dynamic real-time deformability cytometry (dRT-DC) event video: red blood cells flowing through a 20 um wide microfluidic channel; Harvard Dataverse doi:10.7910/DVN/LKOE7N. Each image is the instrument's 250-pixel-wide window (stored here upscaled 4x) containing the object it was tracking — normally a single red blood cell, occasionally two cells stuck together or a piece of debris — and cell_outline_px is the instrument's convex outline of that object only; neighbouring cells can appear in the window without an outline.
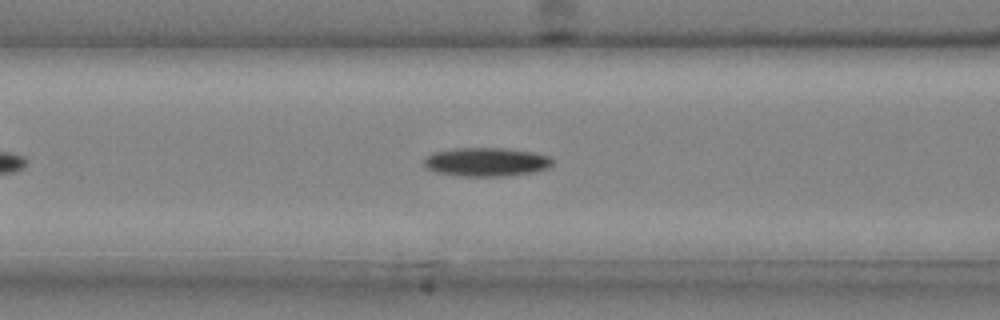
{"species": "common noctule bat (a hibernating species)", "species_latin": "Nyctalus noctula", "temperature_condition": "cold", "stored_images_in_passage": 34, "camera_frame_rate_fps": 3000, "um_per_image_px": 0.085, "animal": {"sex": "male", "body_mass_g": 20.4}, "frame": {"image": 1, "passage_image": 10, "time_ms": 3.0, "image_size_px": [1000, 320], "cell_outline_px": [[552, 164], [548, 168], [532, 172], [500, 176], [464, 176], [436, 172], [428, 168], [424, 164], [424, 160], [432, 152], [452, 148], [504, 148], [532, 152], [548, 156], [552, 160]], "centroid_in_image_um": [41.31, 13.75], "position_along_channel_um": 125.3, "area_um2": 21.27}}
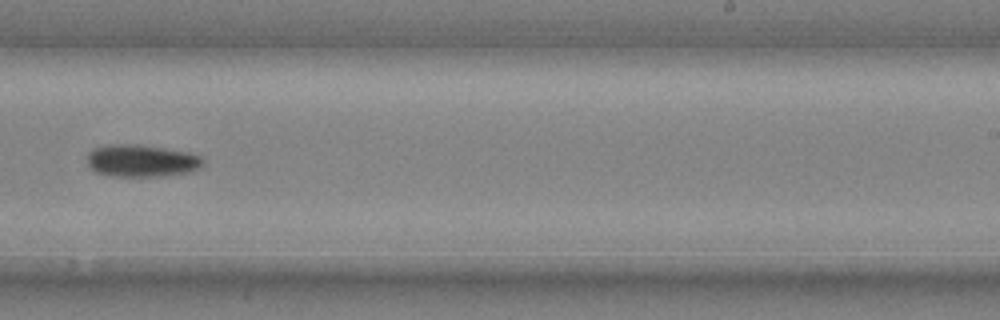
{"frame": {"image": 2, "passage_image": 20, "time_ms": 6.333, "image_size_px": [1000, 320], "cell_outline_px": [[204, 164], [200, 168], [188, 172], [164, 176], [112, 176], [96, 172], [88, 164], [88, 152], [104, 144], [140, 144], [188, 152], [200, 156], [204, 160]], "centroid_in_image_um": [12.04, 13.65], "position_along_channel_um": 277.0, "area_um2": 21.85}}
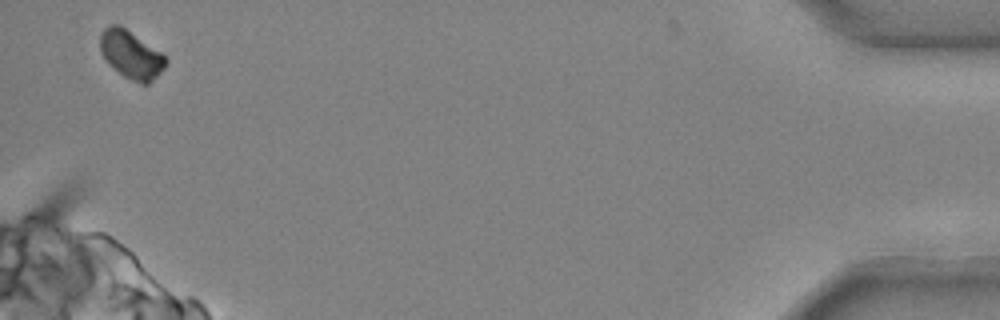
{"frame": {"image": 3, "passage_image": 34, "time_ms": 11.0, "image_size_px": [1000, 320], "cell_outline_px": [[168, 60], [164, 68], [148, 84], [140, 84], [124, 76], [104, 60], [100, 52], [100, 36], [104, 28], [108, 24], [120, 24], [160, 52]], "centroid_in_image_um": [11.1, 4.63], "position_along_channel_um": 424.1, "area_um2": 18.21}}